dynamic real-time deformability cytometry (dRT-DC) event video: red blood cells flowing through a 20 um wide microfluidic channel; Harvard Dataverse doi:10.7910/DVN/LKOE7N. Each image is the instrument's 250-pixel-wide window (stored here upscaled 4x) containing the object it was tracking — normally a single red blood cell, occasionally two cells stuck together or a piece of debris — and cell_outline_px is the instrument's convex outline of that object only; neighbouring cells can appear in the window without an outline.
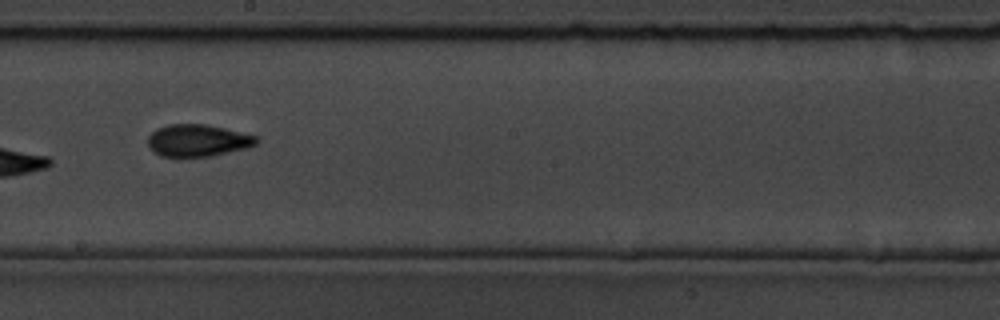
{"species": "common noctule bat (a hibernating species)", "species_latin": "Nyctalus noctula", "temperature_condition": "room temperature", "stored_images_in_passage": 14, "camera_frame_rate_fps": 3000, "um_per_image_px": 0.085, "animal": {"sex": "male", "body_mass_g": 19.5, "forearm_length_mm": 54.6}, "frame": {"image": 1, "passage_image": 8, "time_ms": 9.333, "image_size_px": [1000, 320], "cell_outline_px": [[260, 140], [256, 144], [248, 148], [212, 156], [160, 156], [152, 152], [148, 148], [148, 136], [156, 128], [168, 124], [208, 124], [256, 136]], "centroid_in_image_um": [16.79, 11.94], "position_along_channel_um": 231.4, "area_um2": 20.46}}
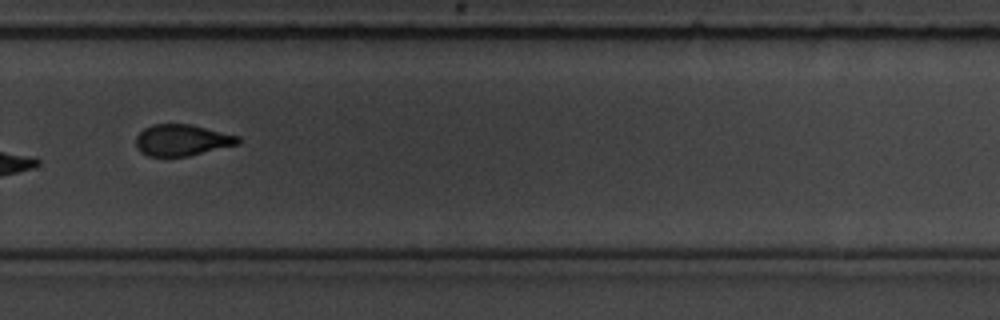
{"frame": {"image": 2, "passage_image": 10, "time_ms": 11.667, "image_size_px": [1000, 320], "cell_outline_px": [[240, 144], [188, 156], [148, 156], [140, 152], [136, 148], [136, 136], [144, 128], [152, 124], [192, 124], [240, 136]], "centroid_in_image_um": [15.48, 11.9], "position_along_channel_um": 314.3, "area_um2": 18.84}, "authors_computed_cell_mechanics": {"area_um2": 18.6983, "velocity_mm_per_s": 3.5534, "shape_relaxation_time_tau1_ms": 2.4718, "shape_relaxation_time_tau2_ms": 3.1782, "deformation_change_tau1": 0.0988, "deformation_change_tau2": 0.0857}}